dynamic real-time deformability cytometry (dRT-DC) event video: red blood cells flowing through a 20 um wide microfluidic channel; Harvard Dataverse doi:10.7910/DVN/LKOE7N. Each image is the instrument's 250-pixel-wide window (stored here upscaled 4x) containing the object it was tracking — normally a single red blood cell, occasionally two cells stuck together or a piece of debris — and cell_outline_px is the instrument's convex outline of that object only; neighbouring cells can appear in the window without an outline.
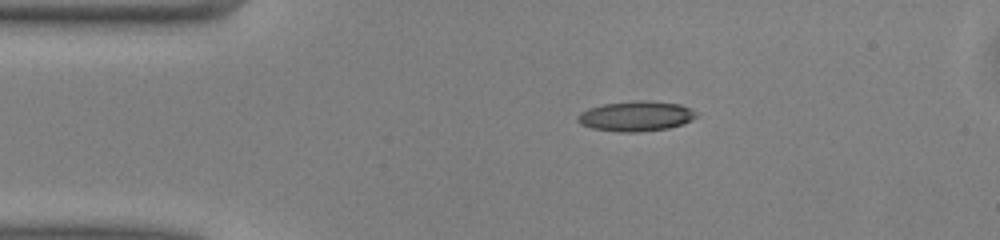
{"species": "common noctule bat (a hibernating species)", "species_latin": "Nyctalus noctula", "temperature_condition": "warm", "stored_images_in_passage": 41, "camera_frame_rate_fps": 3000, "um_per_image_px": 0.085, "animal": {"sex": "male", "body_mass_g": 13.0, "forearm_length_mm": 53.1}, "frame": {"image": 1, "passage_image": 1, "time_ms": 0.0, "image_size_px": [1000, 240], "cell_outline_px": [[696, 116], [692, 120], [684, 124], [668, 128], [640, 132], [620, 132], [592, 128], [580, 124], [576, 120], [576, 116], [580, 112], [588, 108], [604, 104], [640, 100], [644, 100], [680, 104], [696, 112]], "centroid_in_image_um": [54.03, 9.88], "position_along_channel_um": 31.0, "area_um2": 20.81}}
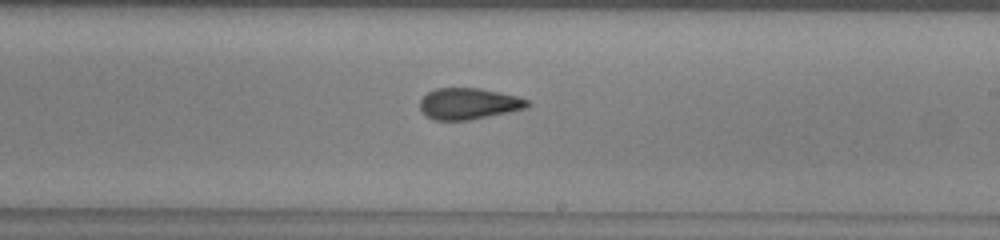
{"frame": {"image": 2, "passage_image": 20, "time_ms": 6.333, "image_size_px": [1000, 240], "cell_outline_px": [[532, 104], [524, 108], [508, 112], [468, 120], [432, 120], [420, 108], [420, 100], [428, 92], [436, 88], [480, 88], [500, 92], [516, 96], [528, 100]], "centroid_in_image_um": [39.83, 8.8], "position_along_channel_um": 249.2, "area_um2": 19.42}}
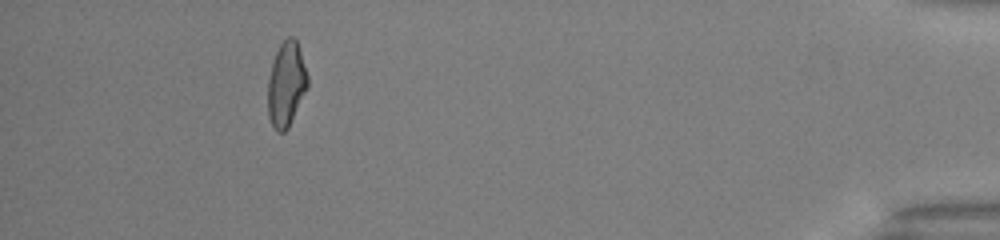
{"frame": {"image": 3, "passage_image": 37, "time_ms": 12.0, "image_size_px": [1000, 240], "cell_outline_px": [[308, 88], [288, 128], [284, 132], [276, 132], [272, 128], [268, 116], [268, 80], [272, 60], [280, 44], [288, 36], [292, 36], [296, 40], [308, 76]], "centroid_in_image_um": [24.32, 7.19], "position_along_channel_um": 410.9, "area_um2": 19.77}, "authors_computed_cell_mechanics": {"area_um2": 19.8832, "velocity_mm_per_s": 4.0856, "shape_relaxation_time_tau1_ms": null, "shape_relaxation_time_tau2_ms": 2.5641, "deformation_change_tau1": null, "deformation_change_tau2": 0.1125}}